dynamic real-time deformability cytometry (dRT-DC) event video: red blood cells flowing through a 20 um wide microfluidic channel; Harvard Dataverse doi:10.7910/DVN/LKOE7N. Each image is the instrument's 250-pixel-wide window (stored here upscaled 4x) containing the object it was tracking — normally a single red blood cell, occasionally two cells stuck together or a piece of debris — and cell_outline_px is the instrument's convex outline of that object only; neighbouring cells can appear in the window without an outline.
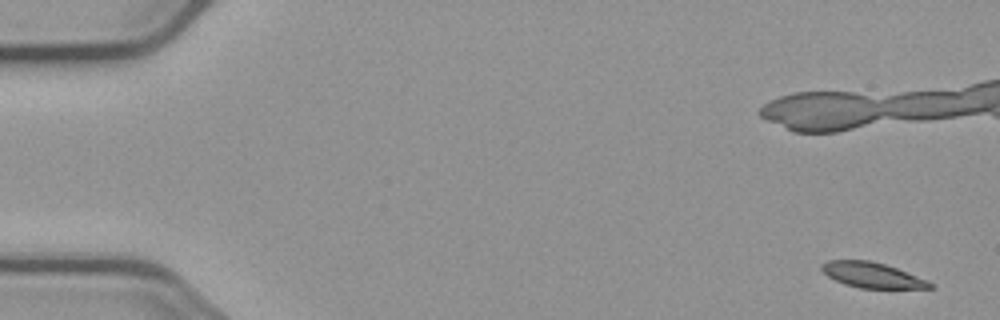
{"species": "common noctule bat (a hibernating species)", "species_latin": "Nyctalus noctula", "temperature_condition": "cold", "stored_images_in_passage": 8, "camera_frame_rate_fps": 3000, "um_per_image_px": 0.085, "animal": {"sex": "male", "body_mass_g": 23.1, "forearm_length_mm": 52.7}, "frame": {"image": 1, "passage_image": 1, "time_ms": 0.0, "image_size_px": [1000, 320], "cell_outline_px": [[936, 288], [860, 288], [844, 284], [828, 276], [820, 268], [820, 264], [828, 260], [868, 260], [884, 264], [896, 268], [928, 280], [936, 284]], "centroid_in_image_um": [74.15, 23.38], "position_along_channel_um": 10.8, "area_um2": 16.01}}